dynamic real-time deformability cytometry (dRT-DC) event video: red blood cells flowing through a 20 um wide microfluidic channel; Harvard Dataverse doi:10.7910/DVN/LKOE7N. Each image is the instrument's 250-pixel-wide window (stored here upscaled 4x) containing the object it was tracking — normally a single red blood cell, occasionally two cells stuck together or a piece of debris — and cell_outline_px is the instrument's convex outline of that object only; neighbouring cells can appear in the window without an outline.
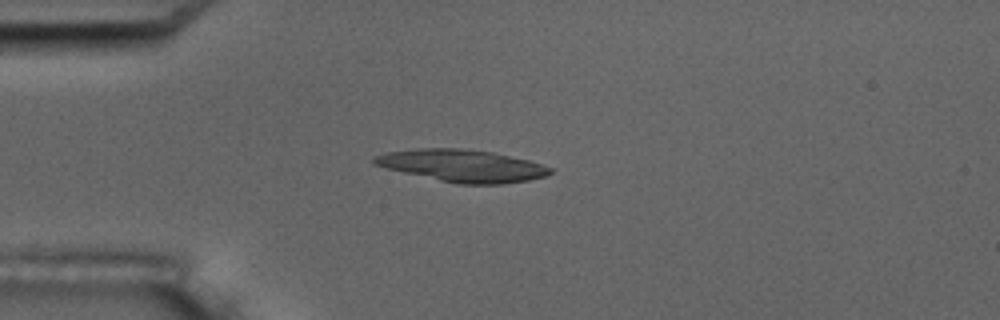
{"species": "common noctule bat (a hibernating species)", "species_latin": "Nyctalus noctula", "temperature_condition": "room temperature", "stored_images_in_passage": 6, "camera_frame_rate_fps": 3000, "um_per_image_px": 0.085, "animal": {"sex": "male", "body_mass_g": 17.5, "forearm_length_mm": 52.3}, "frame": {"image": 1, "passage_image": 3, "time_ms": 3.333, "image_size_px": [1000, 320], "cell_outline_px": [[552, 172], [548, 176], [528, 180], [500, 184], [456, 184], [404, 172], [372, 164], [372, 156], [384, 152], [416, 148], [460, 148], [492, 152], [528, 160], [552, 168]], "centroid_in_image_um": [39.26, 14.08], "position_along_channel_um": 45.7, "area_um2": 33.0}}